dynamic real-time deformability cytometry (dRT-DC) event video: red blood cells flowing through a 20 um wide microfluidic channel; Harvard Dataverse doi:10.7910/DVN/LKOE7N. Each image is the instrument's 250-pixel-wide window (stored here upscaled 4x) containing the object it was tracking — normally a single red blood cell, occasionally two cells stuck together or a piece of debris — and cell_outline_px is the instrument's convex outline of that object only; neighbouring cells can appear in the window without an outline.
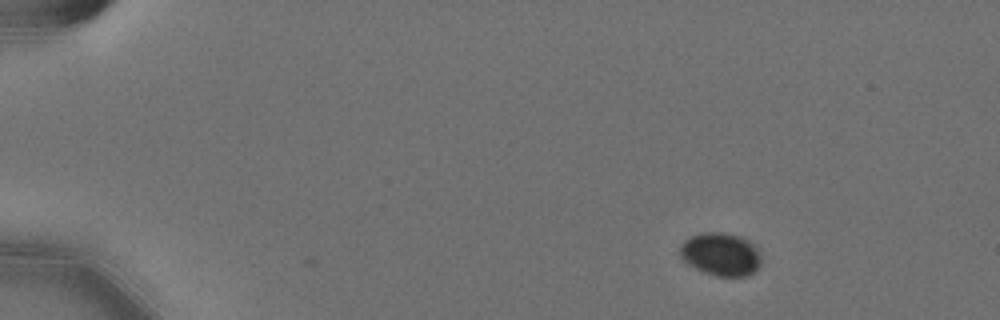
{"species": "Egyptian fruit bat (a non-hibernating species)", "species_latin": "Rousettus aegyptiacus", "temperature_condition": "cold", "stored_images_in_passage": 41, "camera_frame_rate_fps": 3000, "um_per_image_px": 0.085, "animal": {"sex": "female"}, "frame": {"image": 1, "passage_image": 1, "time_ms": 0.0, "image_size_px": [1000, 320], "cell_outline_px": [[760, 264], [752, 272], [744, 276], [716, 276], [704, 272], [688, 264], [680, 256], [680, 244], [684, 240], [700, 232], [724, 232], [740, 236], [752, 244], [756, 248], [760, 256]], "centroid_in_image_um": [61.23, 21.59], "position_along_channel_um": 23.8, "area_um2": 20.17}}
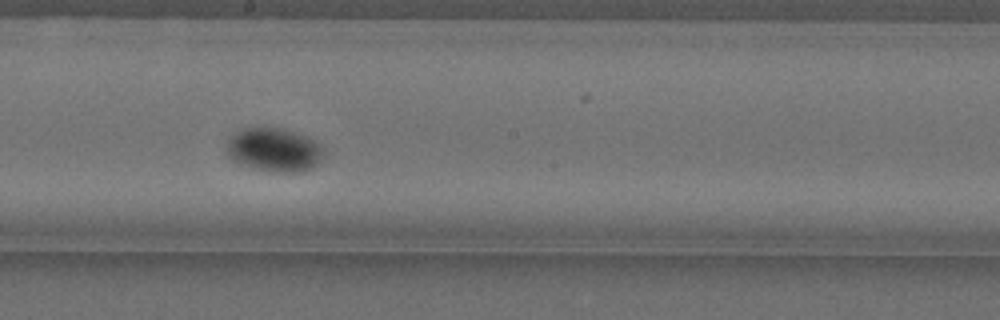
{"frame": {"image": 2, "passage_image": 28, "time_ms": 9.0, "image_size_px": [1000, 320], "cell_outline_px": [[324, 156], [320, 164], [312, 168], [300, 172], [272, 172], [240, 164], [232, 160], [228, 156], [228, 140], [236, 132], [244, 128], [284, 128], [304, 136], [312, 140], [324, 148]], "centroid_in_image_um": [23.34, 12.75], "position_along_channel_um": 224.9, "area_um2": 24.62}}
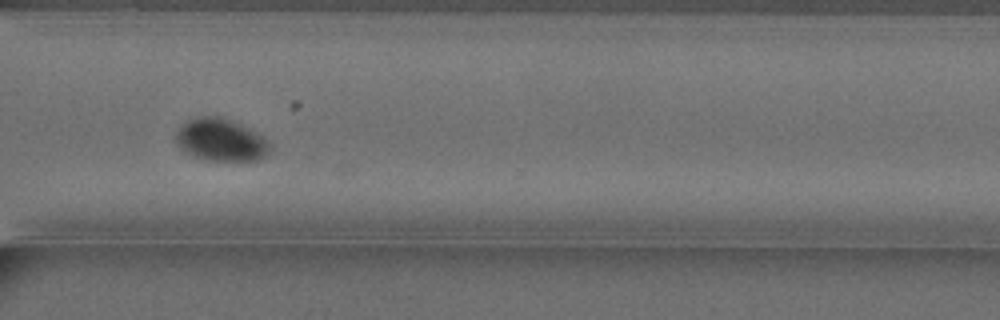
{"frame": {"image": 3, "passage_image": 39, "time_ms": 12.667, "image_size_px": [1000, 320], "cell_outline_px": [[272, 152], [260, 160], [208, 160], [184, 152], [176, 144], [176, 132], [188, 120], [200, 116], [216, 116], [240, 124], [256, 132], [268, 140], [272, 144]], "centroid_in_image_um": [18.82, 11.91], "position_along_channel_um": 351.8, "area_um2": 23.18}}